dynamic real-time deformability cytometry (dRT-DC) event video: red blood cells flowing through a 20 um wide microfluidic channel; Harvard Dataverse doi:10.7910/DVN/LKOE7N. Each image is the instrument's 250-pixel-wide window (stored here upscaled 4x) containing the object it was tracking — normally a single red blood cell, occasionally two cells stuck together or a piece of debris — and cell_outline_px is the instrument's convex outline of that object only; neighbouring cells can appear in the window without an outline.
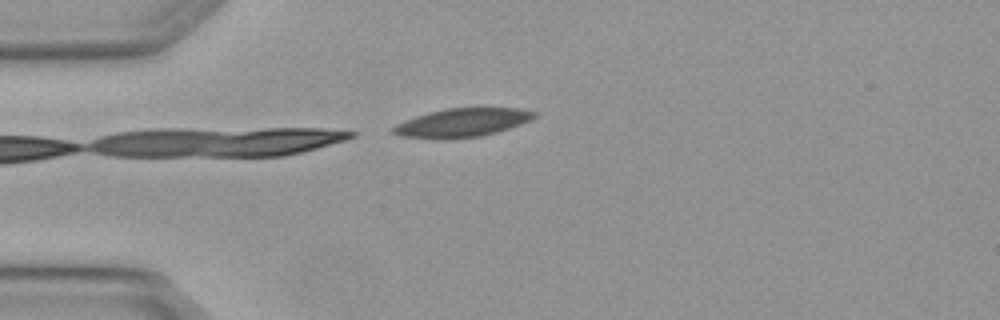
{"species": "Egyptian fruit bat (a non-hibernating species)", "species_latin": "Rousettus aegyptiacus", "temperature_condition": "warm", "stored_images_in_passage": 4, "camera_frame_rate_fps": 3000, "um_per_image_px": 0.085, "animal": {"sex": "female"}, "frame": {"image": 1, "passage_image": 4, "time_ms": 1.0, "image_size_px": [1000, 320], "cell_outline_px": [[536, 116], [532, 120], [496, 132], [480, 136], [444, 140], [436, 140], [400, 136], [392, 132], [392, 128], [396, 124], [404, 120], [428, 112], [444, 108], [520, 108], [536, 112]], "centroid_in_image_um": [39.24, 10.44], "position_along_channel_um": 45.8, "area_um2": 23.76}}